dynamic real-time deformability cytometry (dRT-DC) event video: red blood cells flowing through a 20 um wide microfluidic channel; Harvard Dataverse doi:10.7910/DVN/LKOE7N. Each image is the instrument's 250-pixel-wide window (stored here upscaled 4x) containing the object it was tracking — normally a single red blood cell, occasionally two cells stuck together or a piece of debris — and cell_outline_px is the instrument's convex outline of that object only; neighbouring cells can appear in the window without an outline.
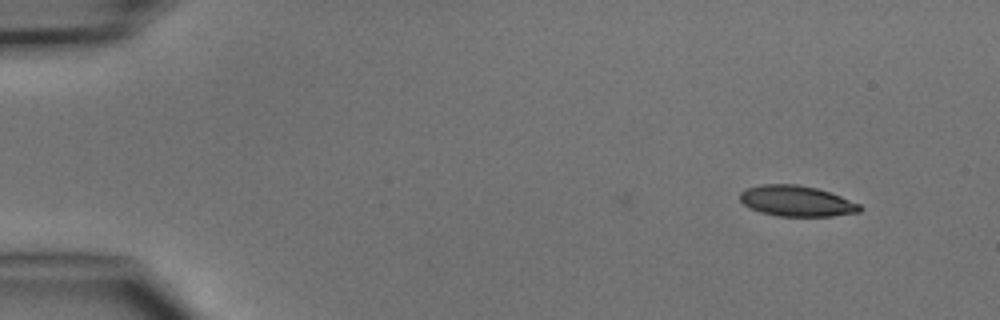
{"species": "common noctule bat (a hibernating species)", "species_latin": "Nyctalus noctula", "temperature_condition": "cold", "stored_images_in_passage": 3, "camera_frame_rate_fps": 3000, "um_per_image_px": 0.085, "animal": {"sex": "male", "body_mass_g": 15.6}, "frame": {"image": 1, "passage_image": 3, "time_ms": 2.333, "image_size_px": [1000, 320], "cell_outline_px": [[864, 208], [860, 212], [832, 216], [780, 216], [760, 212], [748, 208], [740, 200], [740, 192], [748, 188], [764, 184], [796, 184], [816, 188], [840, 196], [860, 204]], "centroid_in_image_um": [67.71, 17.09], "position_along_channel_um": 17.3, "area_um2": 21.39}}